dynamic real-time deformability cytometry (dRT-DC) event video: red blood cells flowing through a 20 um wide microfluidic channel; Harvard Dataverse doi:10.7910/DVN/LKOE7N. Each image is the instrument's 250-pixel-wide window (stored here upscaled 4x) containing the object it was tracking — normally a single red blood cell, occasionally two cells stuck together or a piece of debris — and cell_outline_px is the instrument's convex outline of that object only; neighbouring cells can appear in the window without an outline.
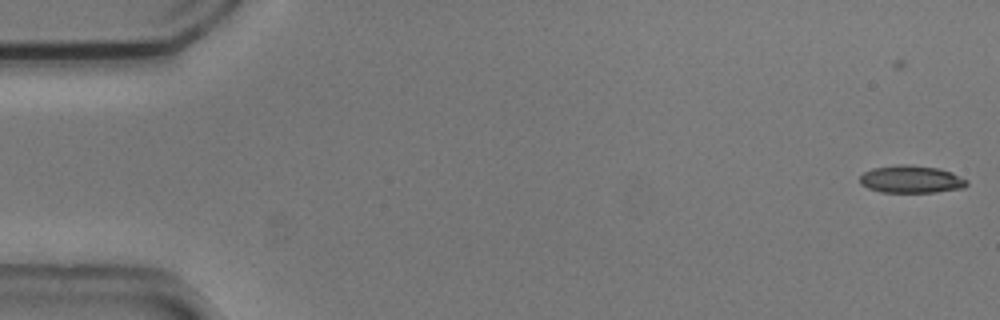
{"species": "common noctule bat (a hibernating species)", "species_latin": "Nyctalus noctula", "temperature_condition": "cold", "stored_images_in_passage": 11, "camera_frame_rate_fps": 3000, "um_per_image_px": 0.085, "animal": {"sex": "male", "body_mass_g": 20.5, "forearm_length_mm": 52.5}, "frame": {"image": 1, "passage_image": 2, "time_ms": 0.333, "image_size_px": [1000, 320], "cell_outline_px": [[968, 184], [964, 188], [936, 192], [880, 192], [868, 188], [860, 184], [860, 176], [864, 172], [872, 168], [900, 164], [908, 164], [940, 168], [952, 172], [968, 180]], "centroid_in_image_um": [77.47, 15.23], "position_along_channel_um": 7.5, "area_um2": 17.34}}